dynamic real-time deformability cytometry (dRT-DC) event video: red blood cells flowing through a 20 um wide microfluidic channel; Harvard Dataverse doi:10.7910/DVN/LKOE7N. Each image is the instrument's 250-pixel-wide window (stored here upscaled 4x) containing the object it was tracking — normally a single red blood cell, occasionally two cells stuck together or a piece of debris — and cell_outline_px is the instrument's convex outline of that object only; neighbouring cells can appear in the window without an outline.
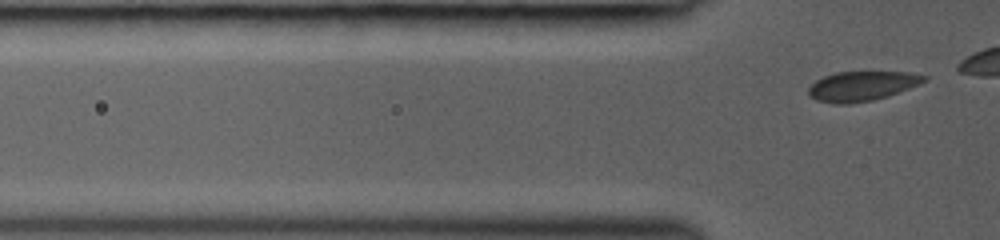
{"species": "common noctule bat (a hibernating species)", "species_latin": "Nyctalus noctula", "temperature_condition": "room temperature", "stored_images_in_passage": 4, "camera_frame_rate_fps": 3000, "um_per_image_px": 0.085, "animal": {"sex": "female", "body_mass_g": 19.0, "forearm_length_mm": 53.3}, "frame": {"image": 1, "passage_image": 4, "time_ms": 0.667, "image_size_px": [1000, 240], "cell_outline_px": [[928, 80], [920, 84], [888, 96], [872, 100], [848, 104], [836, 104], [816, 100], [808, 96], [808, 88], [816, 80], [824, 76], [836, 72], [908, 72], [928, 76]], "centroid_in_image_um": [73.26, 7.32], "position_along_channel_um": 52.5, "area_um2": 20.06}}